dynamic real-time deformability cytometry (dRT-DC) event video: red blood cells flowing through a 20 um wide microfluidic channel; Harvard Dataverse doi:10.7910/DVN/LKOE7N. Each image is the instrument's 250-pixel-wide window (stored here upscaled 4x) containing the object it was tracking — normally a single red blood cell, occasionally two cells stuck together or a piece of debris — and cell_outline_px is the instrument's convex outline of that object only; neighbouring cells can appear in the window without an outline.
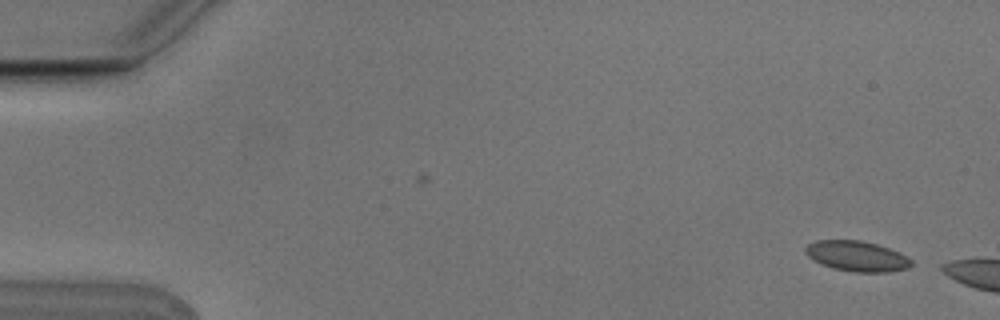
{"species": "Egyptian fruit bat (a non-hibernating species)", "species_latin": "Rousettus aegyptiacus", "temperature_condition": "cold", "stored_images_in_passage": 2, "camera_frame_rate_fps": 3000, "um_per_image_px": 0.085, "animal": {"sex": "male"}, "frame": {"image": 1, "passage_image": 1, "time_ms": 0.0, "image_size_px": [1000, 320], "cell_outline_px": [[912, 264], [908, 268], [888, 272], [852, 272], [832, 268], [820, 264], [808, 256], [804, 252], [804, 248], [808, 244], [816, 240], [860, 240], [876, 244], [900, 252], [912, 260]], "centroid_in_image_um": [72.81, 21.77], "position_along_channel_um": 12.2, "area_um2": 18.84}}